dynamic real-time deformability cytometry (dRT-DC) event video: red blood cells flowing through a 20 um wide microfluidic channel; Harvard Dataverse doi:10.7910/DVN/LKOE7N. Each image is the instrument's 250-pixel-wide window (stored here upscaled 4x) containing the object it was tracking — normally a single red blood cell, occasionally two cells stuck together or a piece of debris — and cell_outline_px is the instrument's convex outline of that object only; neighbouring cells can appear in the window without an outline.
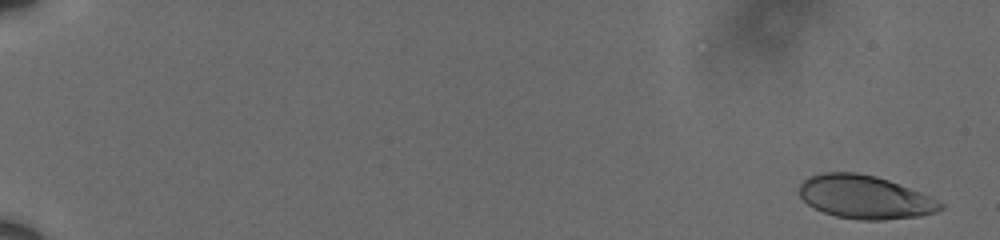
{"species": "human", "species_latin": "Homo sapiens", "temperature_condition": "cold", "stored_images_in_passage": 60, "camera_frame_rate_fps": 3000, "um_per_image_px": 0.085, "donor": {"sex": "male"}, "frame": {"image": 1, "passage_image": 2, "time_ms": 0.333, "image_size_px": [1000, 240], "cell_outline_px": [[944, 208], [936, 212], [920, 216], [884, 220], [860, 220], [836, 216], [824, 212], [808, 204], [800, 196], [800, 184], [808, 176], [820, 172], [856, 172], [876, 176], [888, 180], [920, 192], [944, 204]], "centroid_in_image_um": [73.51, 16.75], "position_along_channel_um": 11.5, "area_um2": 35.55}}
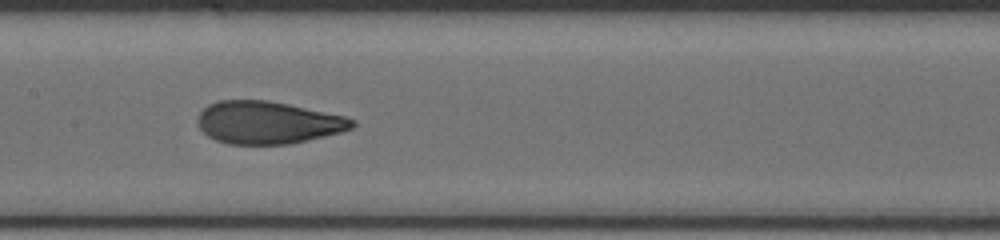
{"frame": {"image": 2, "passage_image": 33, "time_ms": 10.667, "image_size_px": [1000, 240], "cell_outline_px": [[356, 124], [352, 128], [340, 132], [308, 140], [288, 144], [228, 144], [216, 140], [208, 136], [196, 124], [196, 116], [208, 104], [216, 100], [268, 100], [288, 104], [344, 116], [356, 120]], "centroid_in_image_um": [22.72, 10.41], "position_along_channel_um": 184.7, "area_um2": 38.38}}
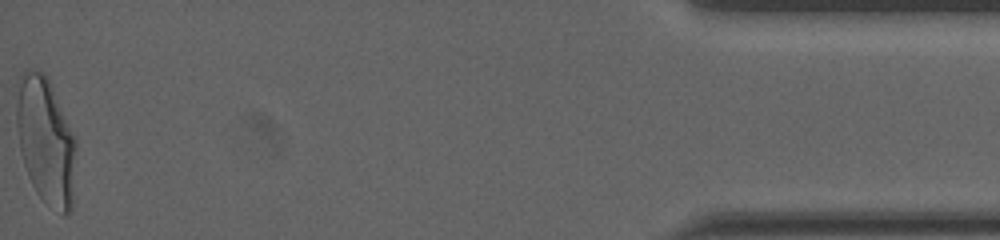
{"frame": {"image": 3, "passage_image": 60, "time_ms": 19.667, "image_size_px": [1000, 240], "cell_outline_px": [[76, 148], [72, 208], [64, 216], [44, 200], [36, 192], [28, 176], [24, 164], [20, 148], [16, 124], [16, 104], [20, 76], [24, 68], [32, 68], [44, 72], [76, 136]], "centroid_in_image_um": [3.89, 11.94], "position_along_channel_um": 431.3, "area_um2": 44.04}, "authors_computed_cell_mechanics": {"area_um2": 38.3503, "velocity_mm_per_s": 3.6093, "shape_relaxation_time_tau1_ms": 6.0297, "shape_relaxation_time_tau2_ms": 0.8549, "deformation_change_tau1": 0.1923, "deformation_change_tau2": 0.0729}}